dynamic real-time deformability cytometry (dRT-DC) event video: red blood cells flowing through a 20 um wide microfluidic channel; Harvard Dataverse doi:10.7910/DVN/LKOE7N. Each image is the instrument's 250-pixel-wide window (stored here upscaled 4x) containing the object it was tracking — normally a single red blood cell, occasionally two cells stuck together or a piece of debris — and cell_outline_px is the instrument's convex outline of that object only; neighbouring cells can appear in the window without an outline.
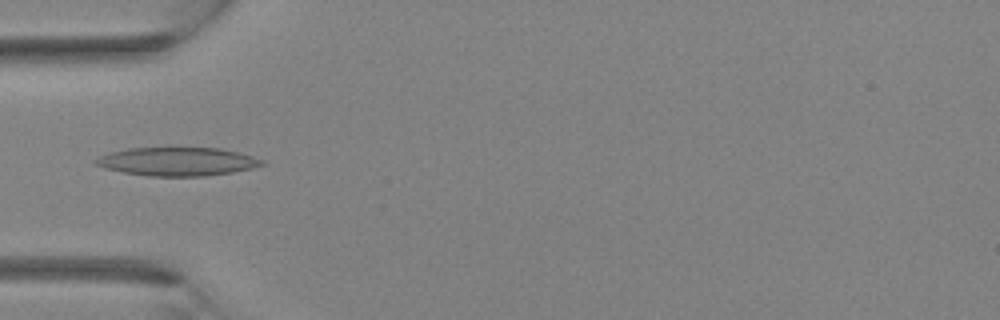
{"species": "Egyptian fruit bat (a non-hibernating species)", "species_latin": "Rousettus aegyptiacus", "temperature_condition": "room temperature", "stored_images_in_passage": 4, "camera_frame_rate_fps": 3000, "um_per_image_px": 0.085, "animal": {"sex": "female"}, "frame": {"image": 1, "passage_image": 4, "time_ms": 3.333, "image_size_px": [1000, 320], "cell_outline_px": [[268, 164], [252, 168], [232, 172], [204, 176], [148, 176], [124, 172], [104, 168], [96, 164], [92, 160], [100, 156], [112, 152], [128, 148], [172, 144], [220, 148], [240, 152], [264, 160]], "centroid_in_image_um": [15.1, 13.67], "position_along_channel_um": 69.9, "area_um2": 28.9}}